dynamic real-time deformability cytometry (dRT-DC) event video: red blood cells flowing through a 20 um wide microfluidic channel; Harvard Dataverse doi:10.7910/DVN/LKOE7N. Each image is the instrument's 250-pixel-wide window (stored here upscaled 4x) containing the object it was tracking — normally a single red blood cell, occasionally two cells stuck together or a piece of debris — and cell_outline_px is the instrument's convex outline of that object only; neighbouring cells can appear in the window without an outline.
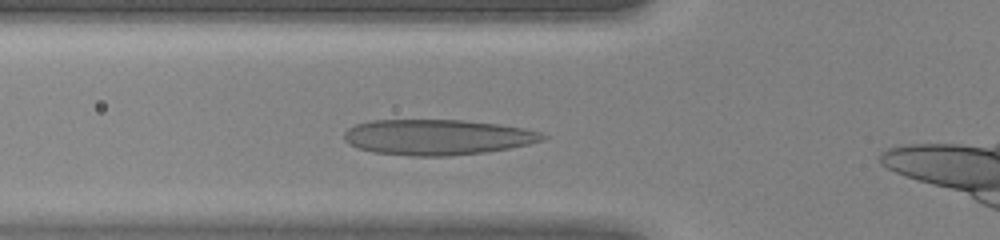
{"species": "human", "species_latin": "Homo sapiens", "temperature_condition": "warm", "stored_images_in_passage": 28, "camera_frame_rate_fps": 3000, "um_per_image_px": 0.085, "donor": {"sex": "female"}, "frame": {"image": 1, "passage_image": 5, "time_ms": 1.333, "image_size_px": [1000, 240], "cell_outline_px": [[548, 136], [544, 140], [528, 144], [508, 148], [484, 152], [448, 156], [412, 156], [372, 152], [356, 148], [348, 144], [344, 140], [344, 132], [348, 128], [356, 124], [372, 120], [460, 120], [500, 124], [524, 128], [540, 132]], "centroid_in_image_um": [37.14, 11.66], "position_along_channel_um": 88.7, "area_um2": 41.21}}
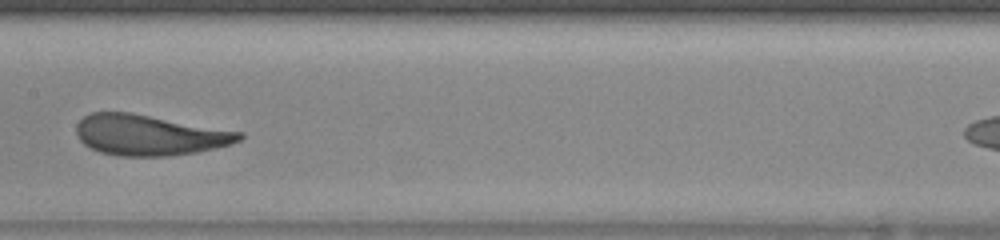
{"frame": {"image": 2, "passage_image": 12, "time_ms": 3.667, "image_size_px": [1000, 240], "cell_outline_px": [[244, 136], [240, 140], [228, 144], [196, 152], [168, 156], [120, 156], [100, 152], [84, 144], [80, 140], [76, 132], [76, 124], [84, 116], [92, 112], [132, 112], [244, 132]], "centroid_in_image_um": [12.68, 11.46], "position_along_channel_um": 194.7, "area_um2": 38.55}}
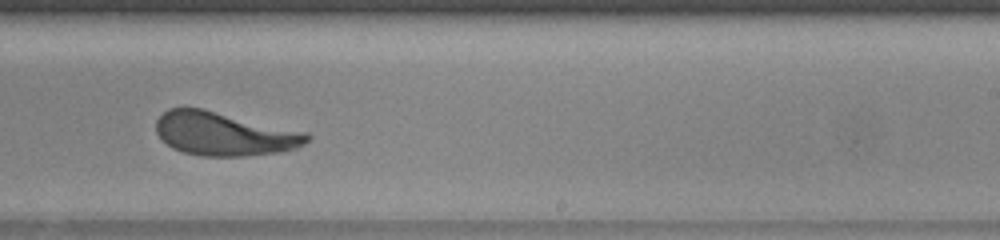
{"frame": {"image": 3, "passage_image": 17, "time_ms": 5.333, "image_size_px": [1000, 240], "cell_outline_px": [[312, 136], [304, 144], [296, 148], [280, 152], [244, 156], [204, 156], [184, 152], [172, 148], [156, 132], [156, 120], [168, 108], [204, 108], [308, 132]], "centroid_in_image_um": [19.09, 11.36], "position_along_channel_um": 269.9, "area_um2": 38.44}}